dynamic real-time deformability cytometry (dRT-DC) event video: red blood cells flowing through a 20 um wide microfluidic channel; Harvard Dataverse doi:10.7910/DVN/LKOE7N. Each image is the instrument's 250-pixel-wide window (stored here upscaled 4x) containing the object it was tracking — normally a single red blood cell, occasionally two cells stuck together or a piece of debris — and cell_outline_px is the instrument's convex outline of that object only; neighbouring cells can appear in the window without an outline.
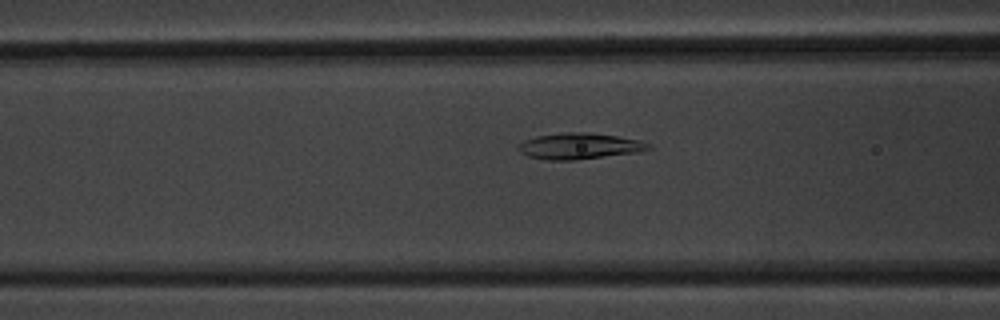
{"species": "common noctule bat (a hibernating species)", "species_latin": "Nyctalus noctula", "temperature_condition": "warm", "stored_images_in_passage": 37, "camera_frame_rate_fps": 3000, "um_per_image_px": 0.085, "animal": {"sex": "male", "body_mass_g": 20.1, "forearm_length_mm": 53.5}, "frame": {"image": 1, "passage_image": 8, "time_ms": 2.333, "image_size_px": [1000, 320], "cell_outline_px": [[652, 148], [640, 152], [572, 160], [544, 160], [528, 156], [520, 152], [516, 148], [524, 140], [536, 136], [564, 132], [588, 132], [616, 136], [640, 140], [652, 144]], "centroid_in_image_um": [49.26, 12.41], "position_along_channel_um": 117.3, "area_um2": 19.88}}
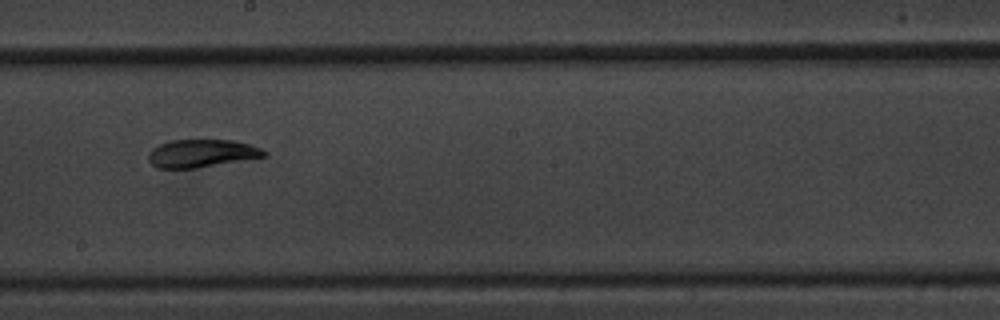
{"frame": {"image": 2, "passage_image": 18, "time_ms": 5.667, "image_size_px": [1000, 320], "cell_outline_px": [[268, 156], [196, 168], [156, 168], [148, 160], [148, 152], [152, 148], [168, 140], [232, 140], [248, 144], [260, 148], [268, 152]], "centroid_in_image_um": [17.12, 13.03], "position_along_channel_um": 231.1, "area_um2": 18.84}}
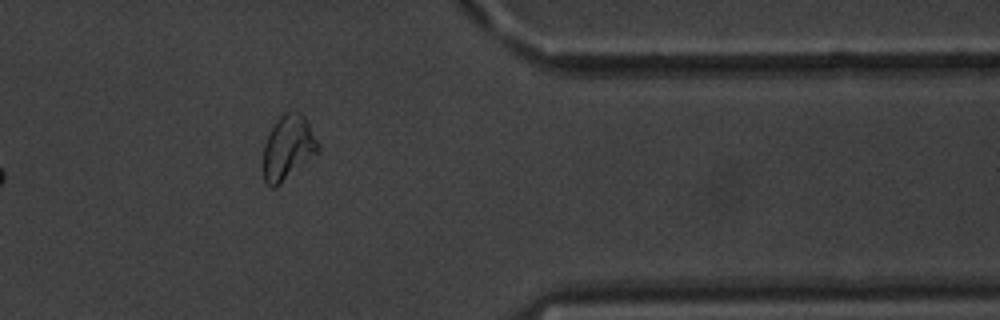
{"frame": {"image": 3, "passage_image": 33, "time_ms": 10.667, "image_size_px": [1000, 320], "cell_outline_px": [[320, 148], [316, 152], [276, 188], [272, 188], [264, 180], [264, 144], [276, 120], [284, 112], [300, 112], [308, 120], [320, 144]], "centroid_in_image_um": [24.49, 12.52], "position_along_channel_um": 386.9, "area_um2": 20.29}, "authors_computed_cell_mechanics": {"area_um2": 19.3052, "velocity_mm_per_s": 3.4138, "shape_relaxation_time_tau1_ms": 5.1242, "shape_relaxation_time_tau2_ms": 4.9299, "deformation_change_tau1": 0.1387, "deformation_change_tau2": 0.0782}}